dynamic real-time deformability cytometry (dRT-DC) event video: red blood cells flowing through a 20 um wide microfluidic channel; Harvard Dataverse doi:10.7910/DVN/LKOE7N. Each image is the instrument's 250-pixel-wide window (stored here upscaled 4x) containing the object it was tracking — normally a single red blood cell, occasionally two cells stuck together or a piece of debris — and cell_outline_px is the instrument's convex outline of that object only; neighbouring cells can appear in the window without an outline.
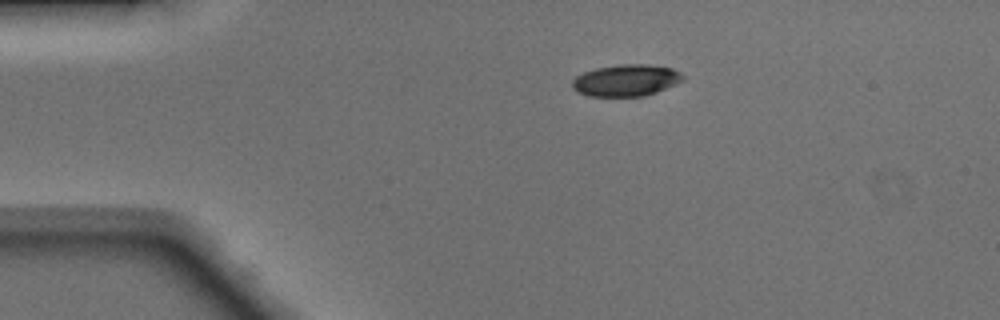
{"species": "Egyptian fruit bat (a non-hibernating species)", "species_latin": "Rousettus aegyptiacus", "temperature_condition": "warm", "stored_images_in_passage": 40, "camera_frame_rate_fps": 3000, "um_per_image_px": 0.085, "animal": {"sex": "male"}, "frame": {"image": 1, "passage_image": 1, "time_ms": 0.0, "image_size_px": [1000, 320], "cell_outline_px": [[684, 80], [676, 84], [656, 92], [644, 96], [588, 96], [576, 92], [572, 88], [572, 80], [576, 76], [584, 72], [596, 68], [620, 64], [648, 64], [672, 68], [680, 72], [684, 76]], "centroid_in_image_um": [53.21, 6.83], "position_along_channel_um": 31.8, "area_um2": 20.58}}
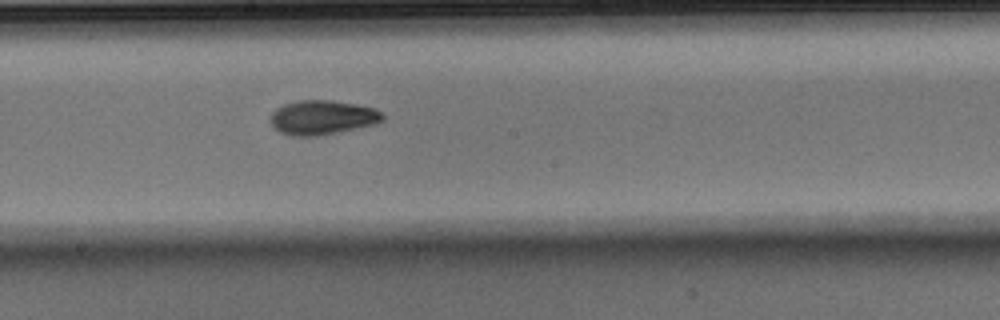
{"frame": {"image": 2, "passage_image": 18, "time_ms": 5.667, "image_size_px": [1000, 320], "cell_outline_px": [[384, 120], [376, 124], [316, 136], [292, 136], [280, 132], [272, 124], [272, 112], [276, 108], [284, 104], [296, 100], [332, 100], [356, 104], [372, 108], [380, 112], [384, 116]], "centroid_in_image_um": [27.4, 9.97], "position_along_channel_um": 220.8, "area_um2": 22.25}}
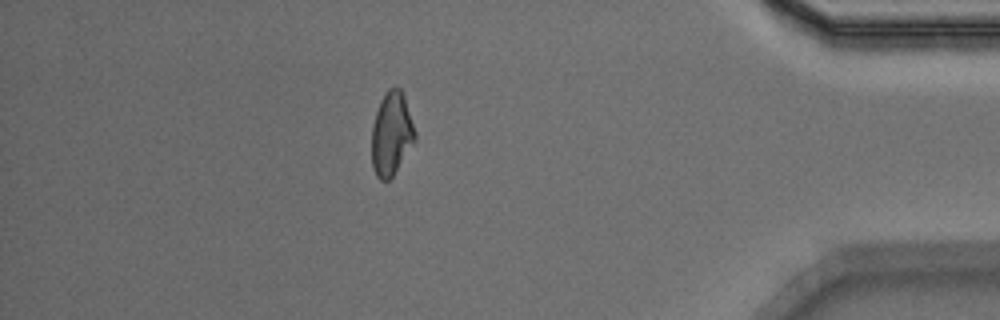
{"frame": {"image": 3, "passage_image": 34, "time_ms": 11.0, "image_size_px": [1000, 320], "cell_outline_px": [[416, 140], [392, 176], [388, 180], [380, 180], [376, 176], [372, 168], [372, 124], [380, 100], [388, 88], [400, 88], [404, 92], [416, 132]], "centroid_in_image_um": [33.28, 11.35], "position_along_channel_um": 401.9, "area_um2": 21.21}, "authors_computed_cell_mechanics": {"area_um2": 21.5594, "velocity_mm_per_s": 4.1496, "shape_relaxation_time_tau1_ms": 3.5654, "shape_relaxation_time_tau2_ms": 2.8261, "deformation_change_tau1": 0.1394, "deformation_change_tau2": 0.0763}}